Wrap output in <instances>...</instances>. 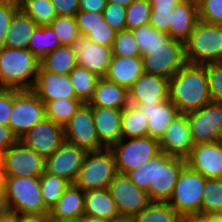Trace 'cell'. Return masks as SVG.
<instances>
[{
  "label": "cell",
  "mask_w": 222,
  "mask_h": 222,
  "mask_svg": "<svg viewBox=\"0 0 222 222\" xmlns=\"http://www.w3.org/2000/svg\"><path fill=\"white\" fill-rule=\"evenodd\" d=\"M84 216L101 217L108 220L119 216L108 188L85 192Z\"/></svg>",
  "instance_id": "obj_29"
},
{
  "label": "cell",
  "mask_w": 222,
  "mask_h": 222,
  "mask_svg": "<svg viewBox=\"0 0 222 222\" xmlns=\"http://www.w3.org/2000/svg\"><path fill=\"white\" fill-rule=\"evenodd\" d=\"M148 136V122L141 110L129 104L122 110L121 139Z\"/></svg>",
  "instance_id": "obj_31"
},
{
  "label": "cell",
  "mask_w": 222,
  "mask_h": 222,
  "mask_svg": "<svg viewBox=\"0 0 222 222\" xmlns=\"http://www.w3.org/2000/svg\"><path fill=\"white\" fill-rule=\"evenodd\" d=\"M71 46L76 55L78 66L86 68L100 78L106 75L113 58L110 46L94 43L88 37L81 35Z\"/></svg>",
  "instance_id": "obj_17"
},
{
  "label": "cell",
  "mask_w": 222,
  "mask_h": 222,
  "mask_svg": "<svg viewBox=\"0 0 222 222\" xmlns=\"http://www.w3.org/2000/svg\"><path fill=\"white\" fill-rule=\"evenodd\" d=\"M92 114L100 142L110 148L121 139L122 110L92 107Z\"/></svg>",
  "instance_id": "obj_23"
},
{
  "label": "cell",
  "mask_w": 222,
  "mask_h": 222,
  "mask_svg": "<svg viewBox=\"0 0 222 222\" xmlns=\"http://www.w3.org/2000/svg\"><path fill=\"white\" fill-rule=\"evenodd\" d=\"M45 117V104L32 90L14 89V102L8 125L18 139Z\"/></svg>",
  "instance_id": "obj_10"
},
{
  "label": "cell",
  "mask_w": 222,
  "mask_h": 222,
  "mask_svg": "<svg viewBox=\"0 0 222 222\" xmlns=\"http://www.w3.org/2000/svg\"><path fill=\"white\" fill-rule=\"evenodd\" d=\"M187 63L205 65L222 62V25L198 21L184 41Z\"/></svg>",
  "instance_id": "obj_4"
},
{
  "label": "cell",
  "mask_w": 222,
  "mask_h": 222,
  "mask_svg": "<svg viewBox=\"0 0 222 222\" xmlns=\"http://www.w3.org/2000/svg\"><path fill=\"white\" fill-rule=\"evenodd\" d=\"M173 9L174 8H152L149 25L157 31L170 35Z\"/></svg>",
  "instance_id": "obj_47"
},
{
  "label": "cell",
  "mask_w": 222,
  "mask_h": 222,
  "mask_svg": "<svg viewBox=\"0 0 222 222\" xmlns=\"http://www.w3.org/2000/svg\"><path fill=\"white\" fill-rule=\"evenodd\" d=\"M206 178L188 165L179 174L172 196L167 202L182 217L201 215V202Z\"/></svg>",
  "instance_id": "obj_7"
},
{
  "label": "cell",
  "mask_w": 222,
  "mask_h": 222,
  "mask_svg": "<svg viewBox=\"0 0 222 222\" xmlns=\"http://www.w3.org/2000/svg\"><path fill=\"white\" fill-rule=\"evenodd\" d=\"M118 174L115 157L110 148L87 152L74 184L84 192L108 188Z\"/></svg>",
  "instance_id": "obj_6"
},
{
  "label": "cell",
  "mask_w": 222,
  "mask_h": 222,
  "mask_svg": "<svg viewBox=\"0 0 222 222\" xmlns=\"http://www.w3.org/2000/svg\"><path fill=\"white\" fill-rule=\"evenodd\" d=\"M69 76L77 99L83 103H89L93 98L100 77L78 65L70 72Z\"/></svg>",
  "instance_id": "obj_33"
},
{
  "label": "cell",
  "mask_w": 222,
  "mask_h": 222,
  "mask_svg": "<svg viewBox=\"0 0 222 222\" xmlns=\"http://www.w3.org/2000/svg\"><path fill=\"white\" fill-rule=\"evenodd\" d=\"M49 222H82V217H80V218H55V217H49Z\"/></svg>",
  "instance_id": "obj_59"
},
{
  "label": "cell",
  "mask_w": 222,
  "mask_h": 222,
  "mask_svg": "<svg viewBox=\"0 0 222 222\" xmlns=\"http://www.w3.org/2000/svg\"><path fill=\"white\" fill-rule=\"evenodd\" d=\"M59 46H61L59 39L49 25L38 26L30 37L28 50L41 60Z\"/></svg>",
  "instance_id": "obj_32"
},
{
  "label": "cell",
  "mask_w": 222,
  "mask_h": 222,
  "mask_svg": "<svg viewBox=\"0 0 222 222\" xmlns=\"http://www.w3.org/2000/svg\"><path fill=\"white\" fill-rule=\"evenodd\" d=\"M160 151L170 155L186 158L194 143L192 140L187 114L179 113L159 141Z\"/></svg>",
  "instance_id": "obj_20"
},
{
  "label": "cell",
  "mask_w": 222,
  "mask_h": 222,
  "mask_svg": "<svg viewBox=\"0 0 222 222\" xmlns=\"http://www.w3.org/2000/svg\"><path fill=\"white\" fill-rule=\"evenodd\" d=\"M182 216L168 203L151 202L132 218L133 222H181Z\"/></svg>",
  "instance_id": "obj_35"
},
{
  "label": "cell",
  "mask_w": 222,
  "mask_h": 222,
  "mask_svg": "<svg viewBox=\"0 0 222 222\" xmlns=\"http://www.w3.org/2000/svg\"><path fill=\"white\" fill-rule=\"evenodd\" d=\"M143 73L142 56H113L104 78L129 89Z\"/></svg>",
  "instance_id": "obj_24"
},
{
  "label": "cell",
  "mask_w": 222,
  "mask_h": 222,
  "mask_svg": "<svg viewBox=\"0 0 222 222\" xmlns=\"http://www.w3.org/2000/svg\"><path fill=\"white\" fill-rule=\"evenodd\" d=\"M19 10L16 0H0V48L4 47L6 33L14 14Z\"/></svg>",
  "instance_id": "obj_45"
},
{
  "label": "cell",
  "mask_w": 222,
  "mask_h": 222,
  "mask_svg": "<svg viewBox=\"0 0 222 222\" xmlns=\"http://www.w3.org/2000/svg\"><path fill=\"white\" fill-rule=\"evenodd\" d=\"M108 222H133V221L132 218L119 215L117 217L110 218Z\"/></svg>",
  "instance_id": "obj_62"
},
{
  "label": "cell",
  "mask_w": 222,
  "mask_h": 222,
  "mask_svg": "<svg viewBox=\"0 0 222 222\" xmlns=\"http://www.w3.org/2000/svg\"><path fill=\"white\" fill-rule=\"evenodd\" d=\"M81 36H86L93 28L104 21L103 13L79 11L75 16Z\"/></svg>",
  "instance_id": "obj_48"
},
{
  "label": "cell",
  "mask_w": 222,
  "mask_h": 222,
  "mask_svg": "<svg viewBox=\"0 0 222 222\" xmlns=\"http://www.w3.org/2000/svg\"><path fill=\"white\" fill-rule=\"evenodd\" d=\"M83 104L79 99L59 98L45 104L46 117L64 126Z\"/></svg>",
  "instance_id": "obj_36"
},
{
  "label": "cell",
  "mask_w": 222,
  "mask_h": 222,
  "mask_svg": "<svg viewBox=\"0 0 222 222\" xmlns=\"http://www.w3.org/2000/svg\"><path fill=\"white\" fill-rule=\"evenodd\" d=\"M183 0H149L151 8H175Z\"/></svg>",
  "instance_id": "obj_55"
},
{
  "label": "cell",
  "mask_w": 222,
  "mask_h": 222,
  "mask_svg": "<svg viewBox=\"0 0 222 222\" xmlns=\"http://www.w3.org/2000/svg\"><path fill=\"white\" fill-rule=\"evenodd\" d=\"M85 192L75 184L70 186L59 197L49 211V217L80 218L84 216Z\"/></svg>",
  "instance_id": "obj_27"
},
{
  "label": "cell",
  "mask_w": 222,
  "mask_h": 222,
  "mask_svg": "<svg viewBox=\"0 0 222 222\" xmlns=\"http://www.w3.org/2000/svg\"><path fill=\"white\" fill-rule=\"evenodd\" d=\"M211 222H222V213L210 215Z\"/></svg>",
  "instance_id": "obj_63"
},
{
  "label": "cell",
  "mask_w": 222,
  "mask_h": 222,
  "mask_svg": "<svg viewBox=\"0 0 222 222\" xmlns=\"http://www.w3.org/2000/svg\"><path fill=\"white\" fill-rule=\"evenodd\" d=\"M194 145L222 140V103L210 102L187 113Z\"/></svg>",
  "instance_id": "obj_13"
},
{
  "label": "cell",
  "mask_w": 222,
  "mask_h": 222,
  "mask_svg": "<svg viewBox=\"0 0 222 222\" xmlns=\"http://www.w3.org/2000/svg\"><path fill=\"white\" fill-rule=\"evenodd\" d=\"M138 107L148 122V136L160 141L169 123L180 113L177 106L170 100L163 103L131 104Z\"/></svg>",
  "instance_id": "obj_22"
},
{
  "label": "cell",
  "mask_w": 222,
  "mask_h": 222,
  "mask_svg": "<svg viewBox=\"0 0 222 222\" xmlns=\"http://www.w3.org/2000/svg\"><path fill=\"white\" fill-rule=\"evenodd\" d=\"M2 157H3V153L0 151V166H2Z\"/></svg>",
  "instance_id": "obj_66"
},
{
  "label": "cell",
  "mask_w": 222,
  "mask_h": 222,
  "mask_svg": "<svg viewBox=\"0 0 222 222\" xmlns=\"http://www.w3.org/2000/svg\"><path fill=\"white\" fill-rule=\"evenodd\" d=\"M77 65L76 55L70 45H61L40 60V67L44 71L59 75L70 74Z\"/></svg>",
  "instance_id": "obj_30"
},
{
  "label": "cell",
  "mask_w": 222,
  "mask_h": 222,
  "mask_svg": "<svg viewBox=\"0 0 222 222\" xmlns=\"http://www.w3.org/2000/svg\"><path fill=\"white\" fill-rule=\"evenodd\" d=\"M79 11L102 13L106 7V0H79Z\"/></svg>",
  "instance_id": "obj_53"
},
{
  "label": "cell",
  "mask_w": 222,
  "mask_h": 222,
  "mask_svg": "<svg viewBox=\"0 0 222 222\" xmlns=\"http://www.w3.org/2000/svg\"><path fill=\"white\" fill-rule=\"evenodd\" d=\"M106 1L127 8L134 0H106Z\"/></svg>",
  "instance_id": "obj_61"
},
{
  "label": "cell",
  "mask_w": 222,
  "mask_h": 222,
  "mask_svg": "<svg viewBox=\"0 0 222 222\" xmlns=\"http://www.w3.org/2000/svg\"><path fill=\"white\" fill-rule=\"evenodd\" d=\"M113 56L134 57L141 56L139 46L132 30H121L116 32L112 46Z\"/></svg>",
  "instance_id": "obj_42"
},
{
  "label": "cell",
  "mask_w": 222,
  "mask_h": 222,
  "mask_svg": "<svg viewBox=\"0 0 222 222\" xmlns=\"http://www.w3.org/2000/svg\"><path fill=\"white\" fill-rule=\"evenodd\" d=\"M87 151L64 142L52 155L45 158V172L74 184Z\"/></svg>",
  "instance_id": "obj_16"
},
{
  "label": "cell",
  "mask_w": 222,
  "mask_h": 222,
  "mask_svg": "<svg viewBox=\"0 0 222 222\" xmlns=\"http://www.w3.org/2000/svg\"><path fill=\"white\" fill-rule=\"evenodd\" d=\"M3 186L8 209L18 214L49 213L42 199L40 177H4Z\"/></svg>",
  "instance_id": "obj_5"
},
{
  "label": "cell",
  "mask_w": 222,
  "mask_h": 222,
  "mask_svg": "<svg viewBox=\"0 0 222 222\" xmlns=\"http://www.w3.org/2000/svg\"><path fill=\"white\" fill-rule=\"evenodd\" d=\"M89 104L92 107L123 110L129 105L128 89L102 77L97 82L93 98Z\"/></svg>",
  "instance_id": "obj_25"
},
{
  "label": "cell",
  "mask_w": 222,
  "mask_h": 222,
  "mask_svg": "<svg viewBox=\"0 0 222 222\" xmlns=\"http://www.w3.org/2000/svg\"><path fill=\"white\" fill-rule=\"evenodd\" d=\"M40 60L28 49L0 48V88L31 90Z\"/></svg>",
  "instance_id": "obj_3"
},
{
  "label": "cell",
  "mask_w": 222,
  "mask_h": 222,
  "mask_svg": "<svg viewBox=\"0 0 222 222\" xmlns=\"http://www.w3.org/2000/svg\"><path fill=\"white\" fill-rule=\"evenodd\" d=\"M103 19L116 32L126 29V8L118 4L107 2L104 9Z\"/></svg>",
  "instance_id": "obj_46"
},
{
  "label": "cell",
  "mask_w": 222,
  "mask_h": 222,
  "mask_svg": "<svg viewBox=\"0 0 222 222\" xmlns=\"http://www.w3.org/2000/svg\"><path fill=\"white\" fill-rule=\"evenodd\" d=\"M14 102V89L0 88V124L8 125Z\"/></svg>",
  "instance_id": "obj_50"
},
{
  "label": "cell",
  "mask_w": 222,
  "mask_h": 222,
  "mask_svg": "<svg viewBox=\"0 0 222 222\" xmlns=\"http://www.w3.org/2000/svg\"><path fill=\"white\" fill-rule=\"evenodd\" d=\"M63 128L65 142L87 152L106 148L97 136L92 106L89 103H83Z\"/></svg>",
  "instance_id": "obj_12"
},
{
  "label": "cell",
  "mask_w": 222,
  "mask_h": 222,
  "mask_svg": "<svg viewBox=\"0 0 222 222\" xmlns=\"http://www.w3.org/2000/svg\"><path fill=\"white\" fill-rule=\"evenodd\" d=\"M128 100L147 105L169 100V79L144 72L128 89Z\"/></svg>",
  "instance_id": "obj_19"
},
{
  "label": "cell",
  "mask_w": 222,
  "mask_h": 222,
  "mask_svg": "<svg viewBox=\"0 0 222 222\" xmlns=\"http://www.w3.org/2000/svg\"><path fill=\"white\" fill-rule=\"evenodd\" d=\"M169 100L187 114L212 102L206 64L186 63L169 80Z\"/></svg>",
  "instance_id": "obj_2"
},
{
  "label": "cell",
  "mask_w": 222,
  "mask_h": 222,
  "mask_svg": "<svg viewBox=\"0 0 222 222\" xmlns=\"http://www.w3.org/2000/svg\"><path fill=\"white\" fill-rule=\"evenodd\" d=\"M3 182H4L3 171H2V166H0V188H4Z\"/></svg>",
  "instance_id": "obj_64"
},
{
  "label": "cell",
  "mask_w": 222,
  "mask_h": 222,
  "mask_svg": "<svg viewBox=\"0 0 222 222\" xmlns=\"http://www.w3.org/2000/svg\"><path fill=\"white\" fill-rule=\"evenodd\" d=\"M185 165V158L170 156L160 151L127 176L138 188L148 193L151 202L167 203Z\"/></svg>",
  "instance_id": "obj_1"
},
{
  "label": "cell",
  "mask_w": 222,
  "mask_h": 222,
  "mask_svg": "<svg viewBox=\"0 0 222 222\" xmlns=\"http://www.w3.org/2000/svg\"><path fill=\"white\" fill-rule=\"evenodd\" d=\"M19 9L38 26L50 25L58 16L51 0H18Z\"/></svg>",
  "instance_id": "obj_34"
},
{
  "label": "cell",
  "mask_w": 222,
  "mask_h": 222,
  "mask_svg": "<svg viewBox=\"0 0 222 222\" xmlns=\"http://www.w3.org/2000/svg\"><path fill=\"white\" fill-rule=\"evenodd\" d=\"M79 0H51L58 16L75 17L79 12Z\"/></svg>",
  "instance_id": "obj_51"
},
{
  "label": "cell",
  "mask_w": 222,
  "mask_h": 222,
  "mask_svg": "<svg viewBox=\"0 0 222 222\" xmlns=\"http://www.w3.org/2000/svg\"><path fill=\"white\" fill-rule=\"evenodd\" d=\"M18 222H49V213L18 214Z\"/></svg>",
  "instance_id": "obj_54"
},
{
  "label": "cell",
  "mask_w": 222,
  "mask_h": 222,
  "mask_svg": "<svg viewBox=\"0 0 222 222\" xmlns=\"http://www.w3.org/2000/svg\"><path fill=\"white\" fill-rule=\"evenodd\" d=\"M218 213H222V178L206 179L201 202V215L209 216Z\"/></svg>",
  "instance_id": "obj_38"
},
{
  "label": "cell",
  "mask_w": 222,
  "mask_h": 222,
  "mask_svg": "<svg viewBox=\"0 0 222 222\" xmlns=\"http://www.w3.org/2000/svg\"><path fill=\"white\" fill-rule=\"evenodd\" d=\"M196 6H198L201 2H203L204 0H192Z\"/></svg>",
  "instance_id": "obj_65"
},
{
  "label": "cell",
  "mask_w": 222,
  "mask_h": 222,
  "mask_svg": "<svg viewBox=\"0 0 222 222\" xmlns=\"http://www.w3.org/2000/svg\"><path fill=\"white\" fill-rule=\"evenodd\" d=\"M198 21V7L192 0H183L173 9L170 38L184 42Z\"/></svg>",
  "instance_id": "obj_26"
},
{
  "label": "cell",
  "mask_w": 222,
  "mask_h": 222,
  "mask_svg": "<svg viewBox=\"0 0 222 222\" xmlns=\"http://www.w3.org/2000/svg\"><path fill=\"white\" fill-rule=\"evenodd\" d=\"M115 35L116 31L112 29L107 22L103 21L101 25H98L95 28H93L86 35V37H88L94 43L111 47Z\"/></svg>",
  "instance_id": "obj_49"
},
{
  "label": "cell",
  "mask_w": 222,
  "mask_h": 222,
  "mask_svg": "<svg viewBox=\"0 0 222 222\" xmlns=\"http://www.w3.org/2000/svg\"><path fill=\"white\" fill-rule=\"evenodd\" d=\"M70 182L64 178L44 172L40 176L41 195L45 207L50 209L58 201L59 197L70 186Z\"/></svg>",
  "instance_id": "obj_37"
},
{
  "label": "cell",
  "mask_w": 222,
  "mask_h": 222,
  "mask_svg": "<svg viewBox=\"0 0 222 222\" xmlns=\"http://www.w3.org/2000/svg\"><path fill=\"white\" fill-rule=\"evenodd\" d=\"M20 140L46 158L65 142L64 128L45 117L27 131Z\"/></svg>",
  "instance_id": "obj_15"
},
{
  "label": "cell",
  "mask_w": 222,
  "mask_h": 222,
  "mask_svg": "<svg viewBox=\"0 0 222 222\" xmlns=\"http://www.w3.org/2000/svg\"><path fill=\"white\" fill-rule=\"evenodd\" d=\"M8 209L5 190L4 188H0V213H3L5 210Z\"/></svg>",
  "instance_id": "obj_58"
},
{
  "label": "cell",
  "mask_w": 222,
  "mask_h": 222,
  "mask_svg": "<svg viewBox=\"0 0 222 222\" xmlns=\"http://www.w3.org/2000/svg\"><path fill=\"white\" fill-rule=\"evenodd\" d=\"M186 165L206 179L222 178V140L194 145Z\"/></svg>",
  "instance_id": "obj_18"
},
{
  "label": "cell",
  "mask_w": 222,
  "mask_h": 222,
  "mask_svg": "<svg viewBox=\"0 0 222 222\" xmlns=\"http://www.w3.org/2000/svg\"><path fill=\"white\" fill-rule=\"evenodd\" d=\"M182 220L184 222H211L210 215L209 216H203V215L185 216V217H182Z\"/></svg>",
  "instance_id": "obj_57"
},
{
  "label": "cell",
  "mask_w": 222,
  "mask_h": 222,
  "mask_svg": "<svg viewBox=\"0 0 222 222\" xmlns=\"http://www.w3.org/2000/svg\"><path fill=\"white\" fill-rule=\"evenodd\" d=\"M206 72L212 101L222 103V62L206 64Z\"/></svg>",
  "instance_id": "obj_44"
},
{
  "label": "cell",
  "mask_w": 222,
  "mask_h": 222,
  "mask_svg": "<svg viewBox=\"0 0 222 222\" xmlns=\"http://www.w3.org/2000/svg\"><path fill=\"white\" fill-rule=\"evenodd\" d=\"M108 189L121 216L133 218L151 203L148 193L138 188L125 174L118 173Z\"/></svg>",
  "instance_id": "obj_14"
},
{
  "label": "cell",
  "mask_w": 222,
  "mask_h": 222,
  "mask_svg": "<svg viewBox=\"0 0 222 222\" xmlns=\"http://www.w3.org/2000/svg\"><path fill=\"white\" fill-rule=\"evenodd\" d=\"M31 90L44 104L59 98L77 99L69 74L59 75L44 71L41 67Z\"/></svg>",
  "instance_id": "obj_21"
},
{
  "label": "cell",
  "mask_w": 222,
  "mask_h": 222,
  "mask_svg": "<svg viewBox=\"0 0 222 222\" xmlns=\"http://www.w3.org/2000/svg\"><path fill=\"white\" fill-rule=\"evenodd\" d=\"M45 158L20 139L3 152V177H40L45 172Z\"/></svg>",
  "instance_id": "obj_11"
},
{
  "label": "cell",
  "mask_w": 222,
  "mask_h": 222,
  "mask_svg": "<svg viewBox=\"0 0 222 222\" xmlns=\"http://www.w3.org/2000/svg\"><path fill=\"white\" fill-rule=\"evenodd\" d=\"M56 33L61 45H72L80 36L75 17L57 16L49 25Z\"/></svg>",
  "instance_id": "obj_41"
},
{
  "label": "cell",
  "mask_w": 222,
  "mask_h": 222,
  "mask_svg": "<svg viewBox=\"0 0 222 222\" xmlns=\"http://www.w3.org/2000/svg\"><path fill=\"white\" fill-rule=\"evenodd\" d=\"M197 7L200 21L222 25V0H204Z\"/></svg>",
  "instance_id": "obj_43"
},
{
  "label": "cell",
  "mask_w": 222,
  "mask_h": 222,
  "mask_svg": "<svg viewBox=\"0 0 222 222\" xmlns=\"http://www.w3.org/2000/svg\"><path fill=\"white\" fill-rule=\"evenodd\" d=\"M110 149L113 151L118 173L127 175L142 167L160 152L159 141L149 136L120 139Z\"/></svg>",
  "instance_id": "obj_8"
},
{
  "label": "cell",
  "mask_w": 222,
  "mask_h": 222,
  "mask_svg": "<svg viewBox=\"0 0 222 222\" xmlns=\"http://www.w3.org/2000/svg\"><path fill=\"white\" fill-rule=\"evenodd\" d=\"M17 140L18 138L12 133L9 125L0 124V151L2 153Z\"/></svg>",
  "instance_id": "obj_52"
},
{
  "label": "cell",
  "mask_w": 222,
  "mask_h": 222,
  "mask_svg": "<svg viewBox=\"0 0 222 222\" xmlns=\"http://www.w3.org/2000/svg\"><path fill=\"white\" fill-rule=\"evenodd\" d=\"M82 222H108V219L93 216H83Z\"/></svg>",
  "instance_id": "obj_60"
},
{
  "label": "cell",
  "mask_w": 222,
  "mask_h": 222,
  "mask_svg": "<svg viewBox=\"0 0 222 222\" xmlns=\"http://www.w3.org/2000/svg\"><path fill=\"white\" fill-rule=\"evenodd\" d=\"M142 60L144 72L170 80L187 63L184 42L171 38L160 47L147 49Z\"/></svg>",
  "instance_id": "obj_9"
},
{
  "label": "cell",
  "mask_w": 222,
  "mask_h": 222,
  "mask_svg": "<svg viewBox=\"0 0 222 222\" xmlns=\"http://www.w3.org/2000/svg\"><path fill=\"white\" fill-rule=\"evenodd\" d=\"M132 31L139 46L141 56L147 52V49L160 47L171 39L169 34L157 31L149 24L133 29Z\"/></svg>",
  "instance_id": "obj_39"
},
{
  "label": "cell",
  "mask_w": 222,
  "mask_h": 222,
  "mask_svg": "<svg viewBox=\"0 0 222 222\" xmlns=\"http://www.w3.org/2000/svg\"><path fill=\"white\" fill-rule=\"evenodd\" d=\"M38 25L20 9L14 14L6 33L4 47L28 49L31 35Z\"/></svg>",
  "instance_id": "obj_28"
},
{
  "label": "cell",
  "mask_w": 222,
  "mask_h": 222,
  "mask_svg": "<svg viewBox=\"0 0 222 222\" xmlns=\"http://www.w3.org/2000/svg\"><path fill=\"white\" fill-rule=\"evenodd\" d=\"M149 0H134L126 8V29L133 30L143 25H148L151 15Z\"/></svg>",
  "instance_id": "obj_40"
},
{
  "label": "cell",
  "mask_w": 222,
  "mask_h": 222,
  "mask_svg": "<svg viewBox=\"0 0 222 222\" xmlns=\"http://www.w3.org/2000/svg\"><path fill=\"white\" fill-rule=\"evenodd\" d=\"M0 222H18V213L11 209L0 213Z\"/></svg>",
  "instance_id": "obj_56"
}]
</instances>
